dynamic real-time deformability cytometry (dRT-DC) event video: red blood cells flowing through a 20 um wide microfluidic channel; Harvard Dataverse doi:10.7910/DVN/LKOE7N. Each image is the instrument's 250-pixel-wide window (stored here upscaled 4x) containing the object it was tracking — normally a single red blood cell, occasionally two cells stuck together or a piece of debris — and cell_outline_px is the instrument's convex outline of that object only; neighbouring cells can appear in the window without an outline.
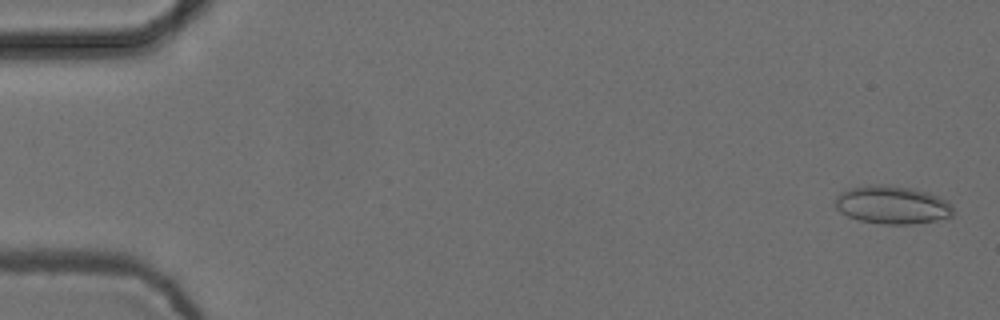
{"species": "common noctule bat (a hibernating species)", "species_latin": "Nyctalus noctula", "temperature_condition": "cold", "stored_images_in_passage": 55, "camera_frame_rate_fps": 3000, "um_per_image_px": 0.085, "animal": {"sex": "female", "body_mass_g": 24.6, "forearm_length_mm": 56.2}, "frame": {"image": 1, "passage_image": 2, "time_ms": 0.333, "image_size_px": [1000, 320], "cell_outline_px": [[952, 216], [936, 220], [908, 224], [884, 224], [860, 220], [848, 216], [840, 212], [836, 208], [836, 196], [840, 192], [852, 188], [868, 184], [880, 184], [912, 188], [928, 192], [944, 200], [952, 208]], "centroid_in_image_um": [75.79, 17.41], "position_along_channel_um": 9.2, "area_um2": 25.84}}
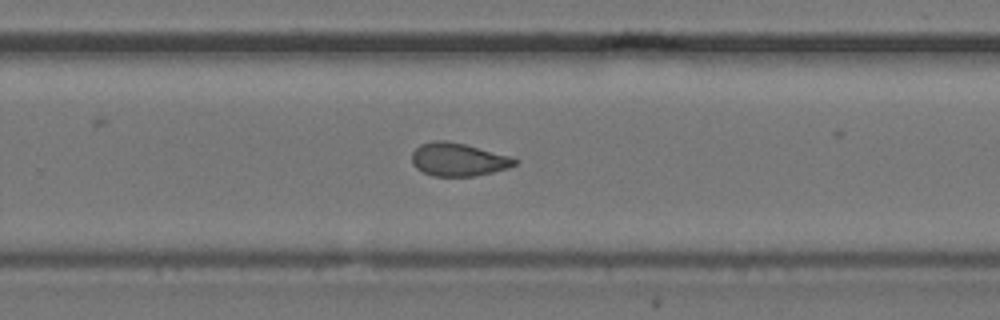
{"frame": {"image": 2, "passage_image": 36, "time_ms": 11.667, "image_size_px": [1000, 320], "cell_outline_px": [[520, 160], [516, 164], [508, 168], [492, 172], [472, 176], [432, 176], [416, 168], [412, 164], [412, 152], [420, 144], [432, 140], [444, 140], [464, 144], [512, 156]], "centroid_in_image_um": [38.95, 13.55], "position_along_channel_um": 290.8, "area_um2": 19.94}}
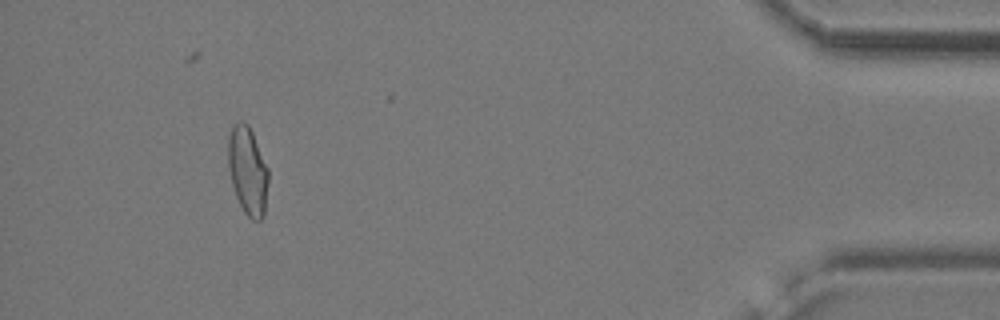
{"frame": {"image": 3, "passage_image": 51, "time_ms": 16.667, "image_size_px": [1000, 320], "cell_outline_px": [[268, 180], [264, 216], [260, 220], [252, 220], [244, 212], [236, 196], [232, 184], [228, 168], [228, 136], [232, 128], [240, 120], [248, 124], [252, 132], [268, 168]], "centroid_in_image_um": [21.05, 14.52], "position_along_channel_um": 414.1, "area_um2": 20.52}, "authors_computed_cell_mechanics": {"area_um2": 20.8658, "velocity_mm_per_s": 3.7548, "shape_relaxation_time_tau1_ms": null, "shape_relaxation_time_tau2_ms": 1.7183, "deformation_change_tau1": null, "deformation_change_tau2": 0.0818}}